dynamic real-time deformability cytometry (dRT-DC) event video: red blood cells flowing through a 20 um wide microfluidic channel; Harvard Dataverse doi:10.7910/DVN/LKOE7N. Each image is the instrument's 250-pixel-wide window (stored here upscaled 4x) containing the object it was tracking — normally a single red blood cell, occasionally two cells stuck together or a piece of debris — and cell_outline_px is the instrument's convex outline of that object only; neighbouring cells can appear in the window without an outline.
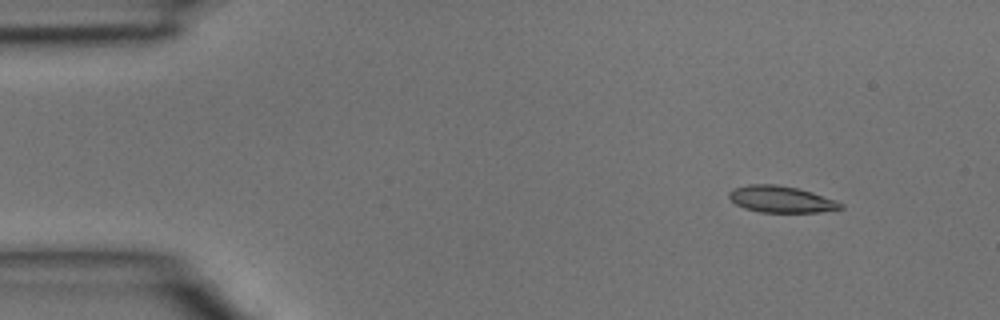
{"species": "common noctule bat (a hibernating species)", "species_latin": "Nyctalus noctula", "temperature_condition": "room temperature", "stored_images_in_passage": 3, "camera_frame_rate_fps": 3000, "um_per_image_px": 0.085, "animal": {"sex": "male", "body_mass_g": 15.6}, "frame": {"image": 1, "passage_image": 1, "time_ms": 0.0, "image_size_px": [1000, 320], "cell_outline_px": [[844, 208], [820, 212], [760, 212], [744, 208], [736, 204], [728, 196], [728, 192], [732, 188], [748, 184], [776, 184], [800, 188], [836, 200], [844, 204]], "centroid_in_image_um": [66.4, 16.93], "position_along_channel_um": 18.6, "area_um2": 17.46}}
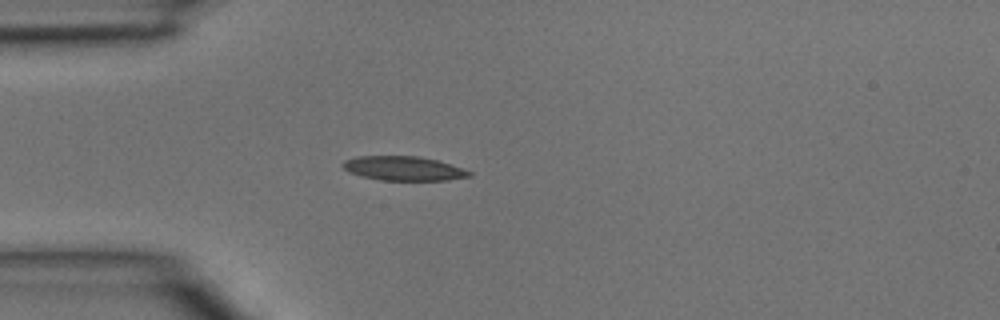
{"frame": {"image": 2, "passage_image": 3, "time_ms": 0.667, "image_size_px": [1000, 320], "cell_outline_px": [[472, 176], [448, 180], [380, 180], [360, 176], [348, 172], [340, 164], [344, 160], [356, 156], [420, 156], [436, 160], [472, 172]], "centroid_in_image_um": [34.24, 14.31], "position_along_channel_um": 50.8, "area_um2": 17.86}}